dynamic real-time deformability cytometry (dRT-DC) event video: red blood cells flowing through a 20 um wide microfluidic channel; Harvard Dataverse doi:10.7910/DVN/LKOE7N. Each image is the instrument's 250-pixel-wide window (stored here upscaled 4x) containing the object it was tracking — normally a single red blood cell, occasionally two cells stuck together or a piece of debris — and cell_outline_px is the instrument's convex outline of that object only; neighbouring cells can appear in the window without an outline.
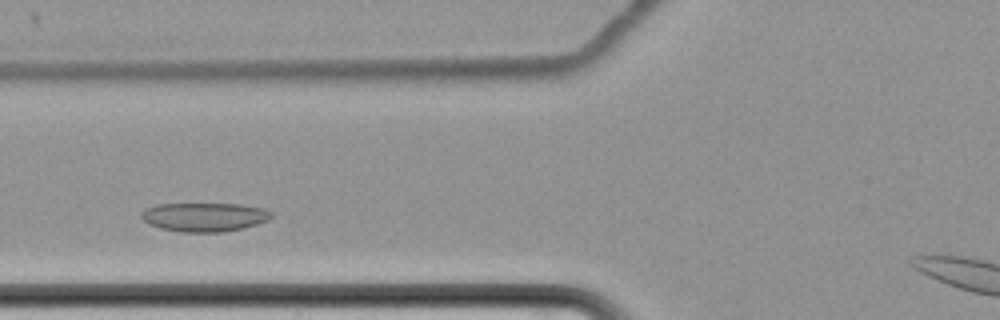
{"species": "common noctule bat (a hibernating species)", "species_latin": "Nyctalus noctula", "temperature_condition": "cold", "stored_images_in_passage": 37, "camera_frame_rate_fps": 3000, "um_per_image_px": 0.085, "animal": {"sex": "female", "body_mass_g": 22.7, "forearm_length_mm": 54.2}, "frame": {"image": 1, "passage_image": 10, "time_ms": 3.0, "image_size_px": [1000, 320], "cell_outline_px": [[272, 216], [268, 220], [244, 228], [224, 232], [180, 232], [160, 228], [148, 224], [140, 216], [140, 212], [144, 208], [156, 204], [240, 204], [264, 208], [272, 212]], "centroid_in_image_um": [17.35, 18.44], "position_along_channel_um": 108.5, "area_um2": 22.08}}
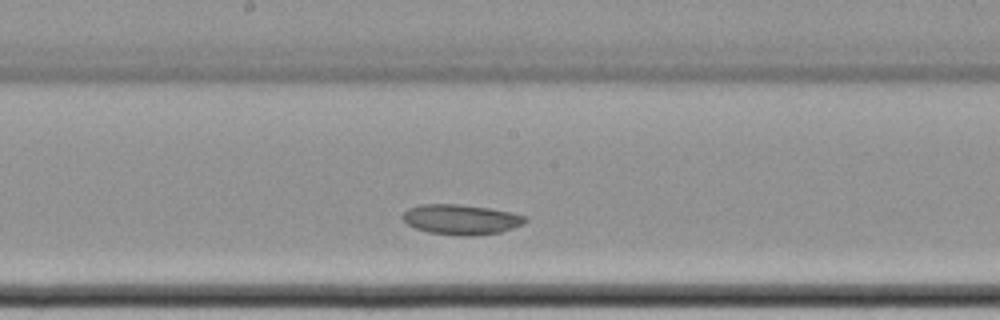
{"frame": {"image": 2, "passage_image": 19, "time_ms": 6.0, "image_size_px": [1000, 320], "cell_outline_px": [[528, 220], [512, 228], [500, 232], [468, 236], [460, 236], [428, 232], [416, 228], [408, 224], [400, 216], [408, 208], [420, 204], [460, 204], [488, 208], [512, 212], [524, 216]], "centroid_in_image_um": [39.15, 18.65], "position_along_channel_um": 209.0, "area_um2": 21.39}}
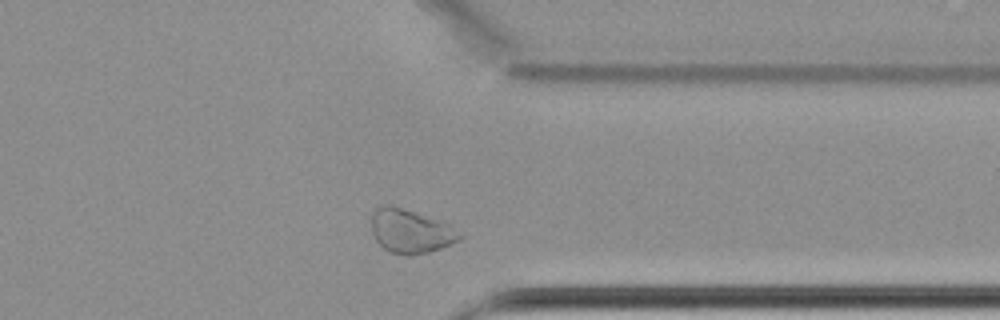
{"frame": {"image": 3, "passage_image": 34, "time_ms": 11.0, "image_size_px": [1000, 320], "cell_outline_px": [[464, 236], [460, 240], [452, 244], [428, 252], [408, 256], [404, 256], [388, 252], [376, 240], [372, 232], [372, 212], [376, 208], [384, 204], [392, 204], [452, 224]], "centroid_in_image_um": [34.92, 19.64], "position_along_channel_um": 376.5, "area_um2": 23.0}}